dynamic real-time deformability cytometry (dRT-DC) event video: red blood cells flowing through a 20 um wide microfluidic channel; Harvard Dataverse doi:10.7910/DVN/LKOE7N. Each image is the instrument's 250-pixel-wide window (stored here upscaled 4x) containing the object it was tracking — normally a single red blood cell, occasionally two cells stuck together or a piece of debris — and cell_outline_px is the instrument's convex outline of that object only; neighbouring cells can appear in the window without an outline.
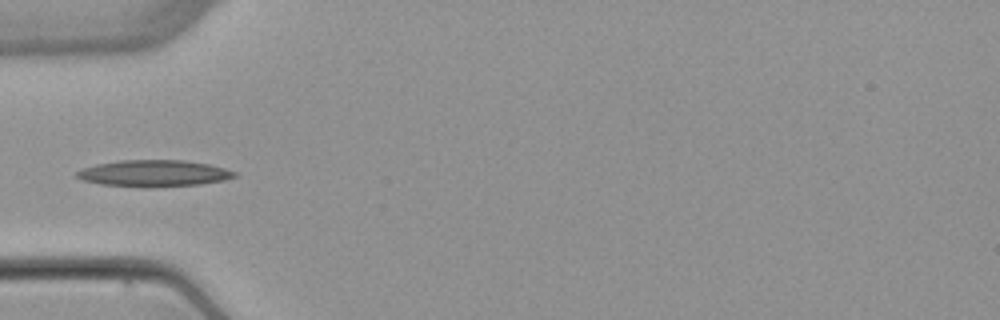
{"species": "common noctule bat (a hibernating species)", "species_latin": "Nyctalus noctula", "temperature_condition": "warm", "stored_images_in_passage": 5, "camera_frame_rate_fps": 3000, "um_per_image_px": 0.085, "animal": {"sex": "female", "body_mass_g": 22.7, "forearm_length_mm": 54.2}, "frame": {"image": 1, "passage_image": 5, "time_ms": 4.667, "image_size_px": [1000, 320], "cell_outline_px": [[236, 176], [224, 180], [200, 184], [100, 184], [84, 180], [76, 176], [76, 172], [80, 168], [96, 164], [120, 160], [184, 160], [208, 164], [224, 168], [236, 172]], "centroid_in_image_um": [13.07, 14.67], "position_along_channel_um": 71.9, "area_um2": 23.06}}